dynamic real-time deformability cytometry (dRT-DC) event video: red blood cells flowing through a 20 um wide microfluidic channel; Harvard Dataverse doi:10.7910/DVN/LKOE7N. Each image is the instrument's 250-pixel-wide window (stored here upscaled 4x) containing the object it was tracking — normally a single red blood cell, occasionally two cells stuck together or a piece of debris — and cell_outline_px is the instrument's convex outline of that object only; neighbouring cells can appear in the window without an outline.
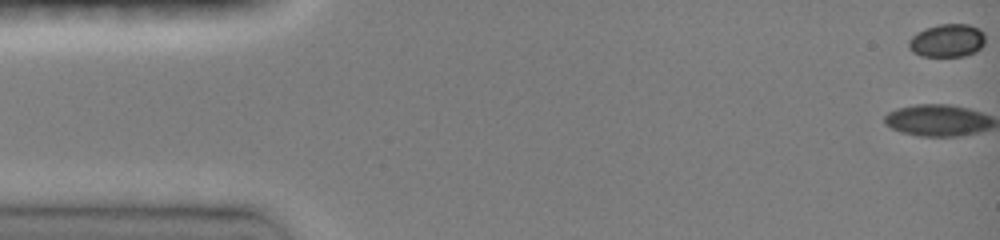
{"species": "common noctule bat (a hibernating species)", "species_latin": "Nyctalus noctula", "temperature_condition": "room temperature", "stored_images_in_passage": 12, "camera_frame_rate_fps": 3000, "um_per_image_px": 0.085, "animal": {"sex": "female", "body_mass_g": 19.0, "forearm_length_mm": 51.5}, "frame": {"image": 1, "passage_image": 1, "time_ms": 0.0, "image_size_px": [1000, 240], "cell_outline_px": [[984, 44], [976, 52], [964, 56], [920, 56], [912, 52], [908, 48], [908, 40], [916, 32], [924, 28], [940, 24], [968, 24], [980, 28], [984, 32]], "centroid_in_image_um": [80.49, 3.44], "position_along_channel_um": 4.5, "area_um2": 15.03}}